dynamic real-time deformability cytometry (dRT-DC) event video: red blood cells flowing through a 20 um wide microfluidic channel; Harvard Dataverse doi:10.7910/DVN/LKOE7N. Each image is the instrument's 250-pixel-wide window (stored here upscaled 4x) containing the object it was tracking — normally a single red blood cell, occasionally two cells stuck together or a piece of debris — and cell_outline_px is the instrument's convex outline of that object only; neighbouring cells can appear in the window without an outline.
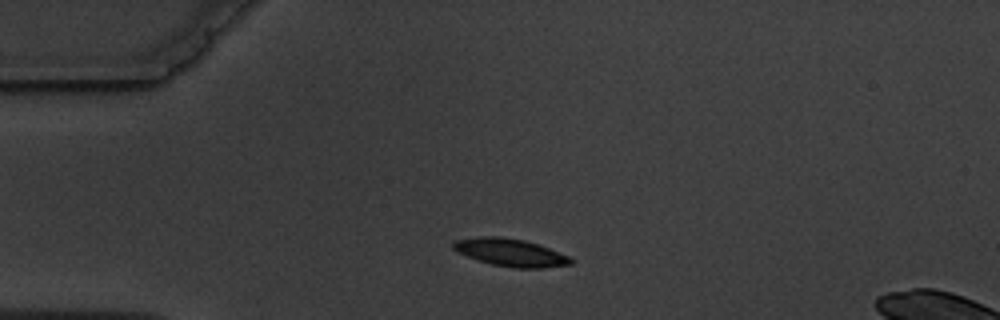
{"species": "common noctule bat (a hibernating species)", "species_latin": "Nyctalus noctula", "temperature_condition": "warm", "stored_images_in_passage": 3, "camera_frame_rate_fps": 3000, "um_per_image_px": 0.085, "animal": {"sex": "male", "body_mass_g": 19.5, "forearm_length_mm": 54.6}, "frame": {"image": 1, "passage_image": 1, "time_ms": 0.0, "image_size_px": [1000, 320], "cell_outline_px": [[572, 264], [544, 268], [512, 268], [492, 264], [468, 256], [452, 248], [452, 244], [456, 240], [480, 236], [500, 236], [524, 240], [548, 248], [568, 256], [572, 260]], "centroid_in_image_um": [43.39, 21.46], "position_along_channel_um": 41.6, "area_um2": 18.61}}
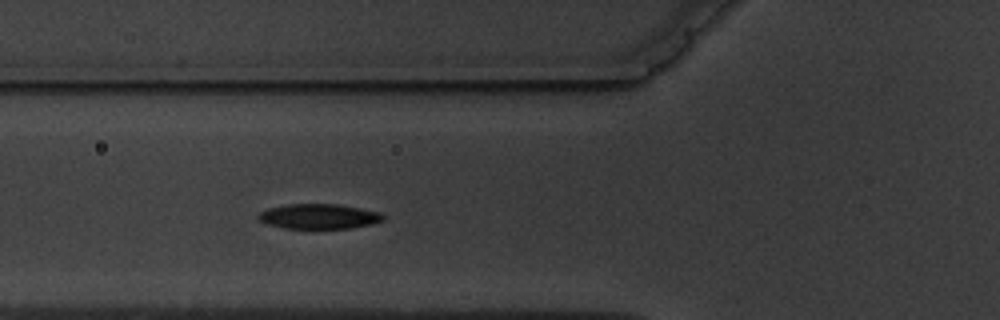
{"frame": {"image": 2, "passage_image": 3, "time_ms": 2.333, "image_size_px": [1000, 320], "cell_outline_px": [[384, 220], [372, 224], [352, 228], [284, 228], [264, 224], [256, 220], [256, 216], [260, 212], [268, 208], [288, 204], [336, 204], [380, 212], [384, 216]], "centroid_in_image_um": [27.04, 18.4], "position_along_channel_um": 98.8, "area_um2": 18.26}}